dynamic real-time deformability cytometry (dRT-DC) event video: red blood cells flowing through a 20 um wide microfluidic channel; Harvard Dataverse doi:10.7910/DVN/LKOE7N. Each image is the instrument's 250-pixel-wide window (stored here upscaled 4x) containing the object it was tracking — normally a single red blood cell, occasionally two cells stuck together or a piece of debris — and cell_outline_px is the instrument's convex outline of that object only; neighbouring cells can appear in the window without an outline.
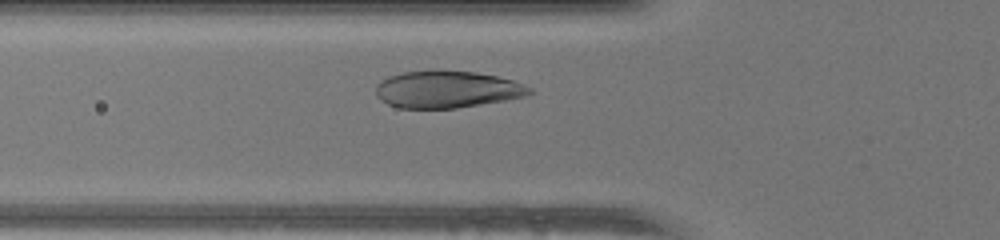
{"species": "human", "species_latin": "Homo sapiens", "temperature_condition": "warm", "stored_images_in_passage": 30, "camera_frame_rate_fps": 3000, "um_per_image_px": 0.085, "donor": {"sex": "female"}, "frame": {"image": 1, "passage_image": 7, "time_ms": 2.0, "image_size_px": [1000, 240], "cell_outline_px": [[532, 92], [524, 96], [504, 100], [456, 108], [396, 108], [380, 100], [376, 96], [376, 84], [380, 80], [388, 76], [404, 72], [432, 68], [476, 72], [496, 76], [512, 80], [532, 88]], "centroid_in_image_um": [37.92, 7.57], "position_along_channel_um": 87.9, "area_um2": 33.64}}
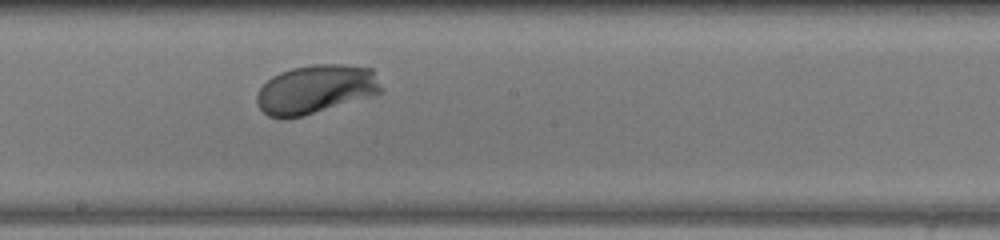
{"frame": {"image": 2, "passage_image": 17, "time_ms": 5.333, "image_size_px": [1000, 240], "cell_outline_px": [[384, 92], [376, 96], [304, 116], [288, 120], [280, 120], [268, 116], [256, 104], [256, 92], [272, 76], [280, 72], [292, 68], [312, 64], [344, 64], [372, 68]], "centroid_in_image_um": [26.84, 7.62], "position_along_channel_um": 221.4, "area_um2": 36.24}}
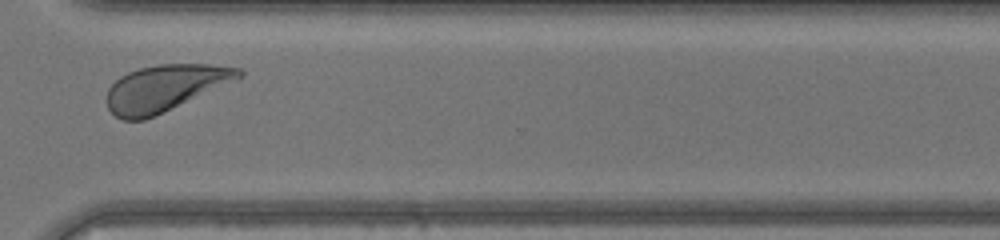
{"frame": {"image": 3, "passage_image": 27, "time_ms": 8.667, "image_size_px": [1000, 240], "cell_outline_px": [[244, 76], [144, 120], [124, 120], [116, 116], [108, 108], [108, 88], [120, 76], [128, 72], [140, 68], [160, 64], [208, 64], [240, 68], [244, 72]], "centroid_in_image_um": [14.01, 7.46], "position_along_channel_um": 356.6, "area_um2": 34.97}, "authors_computed_cell_mechanics": {"area_um2": 34.8823, "velocity_mm_per_s": 4.0213, "shape_relaxation_time_tau1_ms": 1.6355, "shape_relaxation_time_tau2_ms": null, "deformation_change_tau1": 0.1542, "deformation_change_tau2": null}}